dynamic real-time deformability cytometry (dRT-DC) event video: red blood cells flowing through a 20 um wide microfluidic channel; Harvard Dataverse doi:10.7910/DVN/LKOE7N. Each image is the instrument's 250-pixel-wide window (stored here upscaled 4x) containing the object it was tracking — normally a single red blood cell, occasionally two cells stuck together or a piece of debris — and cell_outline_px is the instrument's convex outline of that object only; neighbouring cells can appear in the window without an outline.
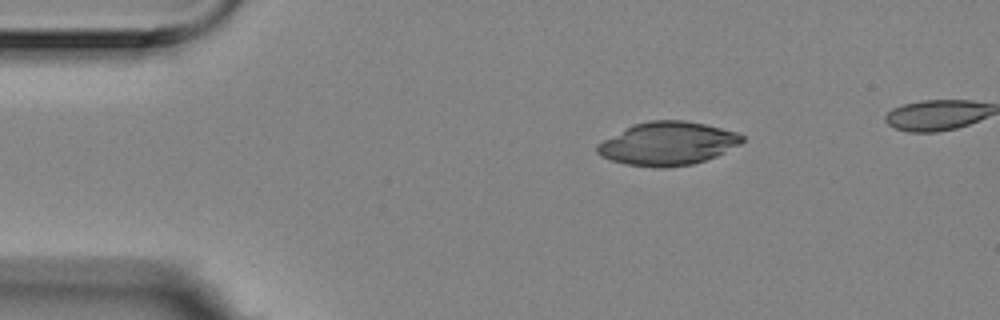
{"species": "Egyptian fruit bat (a non-hibernating species)", "species_latin": "Rousettus aegyptiacus", "temperature_condition": "room temperature", "stored_images_in_passage": 8, "camera_frame_rate_fps": 3000, "um_per_image_px": 0.085, "animal": {"sex": "female"}, "frame": {"image": 1, "passage_image": 1, "time_ms": 0.0, "image_size_px": [1000, 320], "cell_outline_px": [[744, 140], [740, 144], [716, 156], [692, 164], [664, 168], [656, 168], [624, 164], [600, 156], [596, 152], [596, 144], [632, 124], [648, 120], [684, 120], [704, 124], [740, 132], [744, 136]], "centroid_in_image_um": [56.74, 12.2], "position_along_channel_um": 28.3, "area_um2": 36.76}}